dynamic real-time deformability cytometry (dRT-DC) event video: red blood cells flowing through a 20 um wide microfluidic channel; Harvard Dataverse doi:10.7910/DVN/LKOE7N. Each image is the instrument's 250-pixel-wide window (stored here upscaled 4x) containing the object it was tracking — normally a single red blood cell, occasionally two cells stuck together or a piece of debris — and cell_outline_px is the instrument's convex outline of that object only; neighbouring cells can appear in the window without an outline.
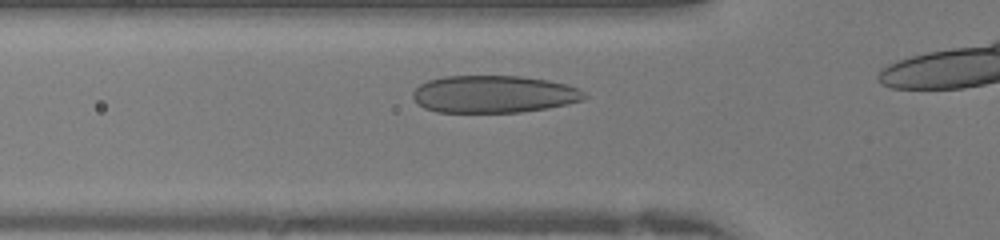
{"species": "human", "species_latin": "Homo sapiens", "temperature_condition": "warm", "stored_images_in_passage": 11, "camera_frame_rate_fps": 3000, "um_per_image_px": 0.085, "donor": {"sex": "female"}, "frame": {"image": 1, "passage_image": 4, "time_ms": 1.0, "image_size_px": [1000, 240], "cell_outline_px": [[588, 96], [584, 100], [568, 104], [548, 108], [520, 112], [436, 112], [424, 108], [412, 96], [412, 92], [420, 84], [428, 80], [444, 76], [520, 76], [548, 80], [568, 84], [580, 88]], "centroid_in_image_um": [42.01, 8.0], "position_along_channel_um": 83.8, "area_um2": 37.57}}
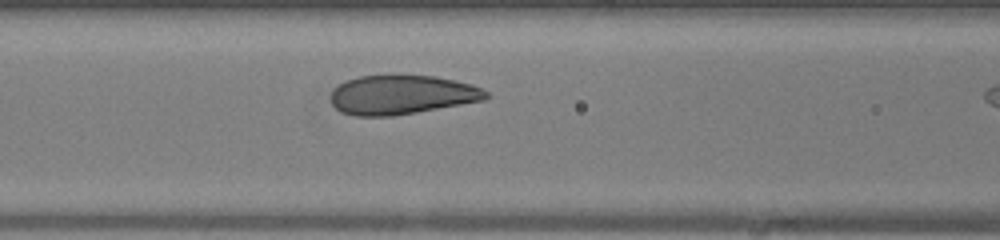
{"frame": {"image": 2, "passage_image": 7, "time_ms": 2.0, "image_size_px": [1000, 240], "cell_outline_px": [[492, 96], [484, 100], [416, 112], [392, 116], [356, 116], [340, 112], [332, 104], [332, 88], [348, 80], [360, 76], [436, 76], [456, 80], [472, 84], [484, 88]], "centroid_in_image_um": [34.19, 8.06], "position_along_channel_um": 132.4, "area_um2": 35.37}}
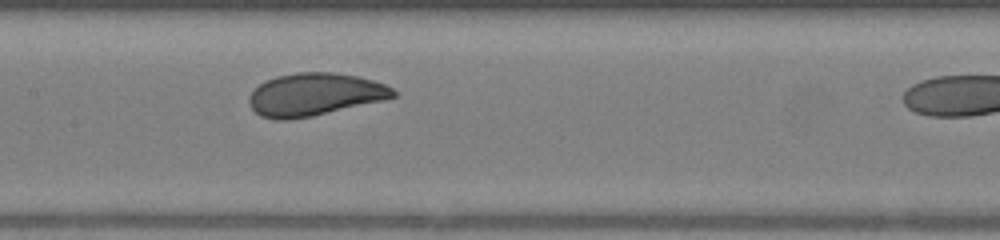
{"frame": {"image": 3, "passage_image": 10, "time_ms": 3.0, "image_size_px": [1000, 240], "cell_outline_px": [[396, 96], [384, 100], [312, 116], [288, 120], [276, 120], [260, 116], [252, 108], [248, 100], [252, 92], [260, 84], [276, 76], [296, 72], [332, 72], [356, 76], [372, 80], [384, 84], [392, 88], [396, 92]], "centroid_in_image_um": [26.74, 8.03], "position_along_channel_um": 180.7, "area_um2": 35.6}}